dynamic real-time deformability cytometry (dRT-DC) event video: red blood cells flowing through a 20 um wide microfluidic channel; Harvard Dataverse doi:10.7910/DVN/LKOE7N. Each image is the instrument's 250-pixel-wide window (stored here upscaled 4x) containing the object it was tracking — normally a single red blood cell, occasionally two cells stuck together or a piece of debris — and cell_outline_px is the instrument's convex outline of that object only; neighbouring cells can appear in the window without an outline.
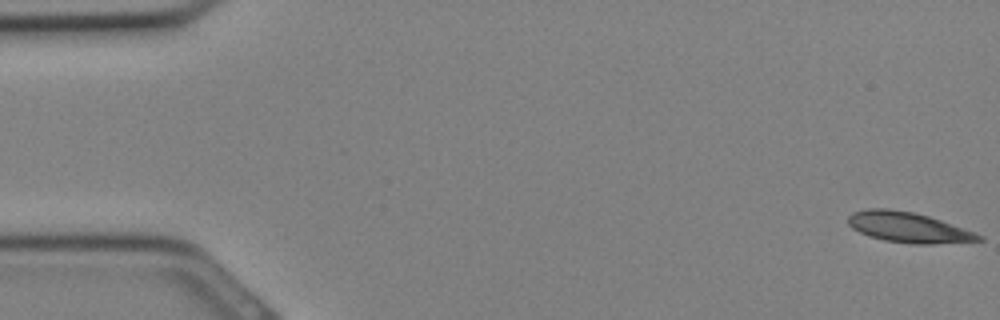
{"species": "Egyptian fruit bat (a non-hibernating species)", "species_latin": "Rousettus aegyptiacus", "temperature_condition": "cold", "stored_images_in_passage": 32, "camera_frame_rate_fps": 3000, "um_per_image_px": 0.085, "animal": {"sex": "female"}, "frame": {"image": 1, "passage_image": 1, "time_ms": 0.0, "image_size_px": [1000, 320], "cell_outline_px": [[984, 240], [932, 244], [916, 244], [884, 240], [868, 236], [852, 228], [848, 224], [848, 216], [852, 212], [868, 208], [888, 208], [912, 212], [928, 216], [976, 232], [984, 236]], "centroid_in_image_um": [77.2, 19.32], "position_along_channel_um": 7.8, "area_um2": 23.06}}
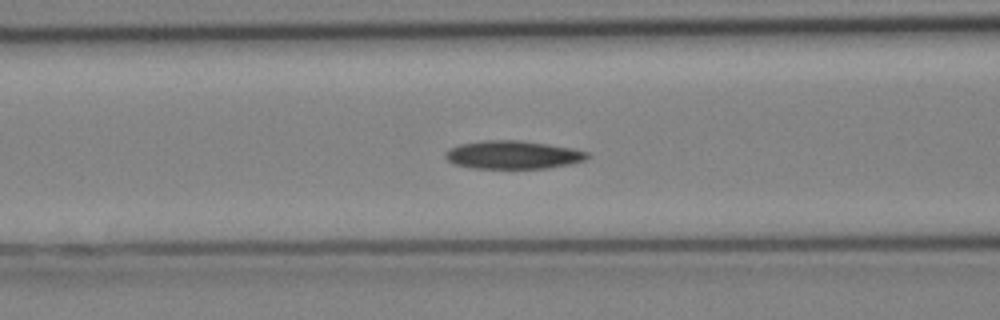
{"frame": {"image": 2, "passage_image": 13, "time_ms": 4.0, "image_size_px": [1000, 320], "cell_outline_px": [[588, 156], [584, 160], [568, 164], [548, 168], [472, 168], [456, 164], [448, 160], [444, 156], [444, 152], [448, 148], [460, 144], [484, 140], [520, 140], [548, 144], [572, 148], [588, 152]], "centroid_in_image_um": [43.56, 13.15], "position_along_channel_um": 123.0, "area_um2": 23.24}}
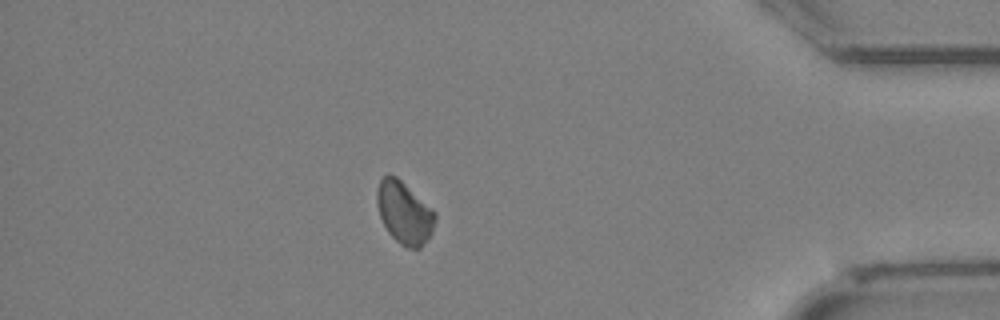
{"frame": {"image": 3, "passage_image": 28, "time_ms": 9.0, "image_size_px": [1000, 320], "cell_outline_px": [[436, 220], [432, 232], [420, 248], [408, 248], [400, 244], [388, 232], [380, 216], [376, 200], [376, 192], [380, 180], [388, 172], [396, 176], [432, 208], [436, 212]], "centroid_in_image_um": [34.36, 18.06], "position_along_channel_um": 400.8, "area_um2": 21.04}}